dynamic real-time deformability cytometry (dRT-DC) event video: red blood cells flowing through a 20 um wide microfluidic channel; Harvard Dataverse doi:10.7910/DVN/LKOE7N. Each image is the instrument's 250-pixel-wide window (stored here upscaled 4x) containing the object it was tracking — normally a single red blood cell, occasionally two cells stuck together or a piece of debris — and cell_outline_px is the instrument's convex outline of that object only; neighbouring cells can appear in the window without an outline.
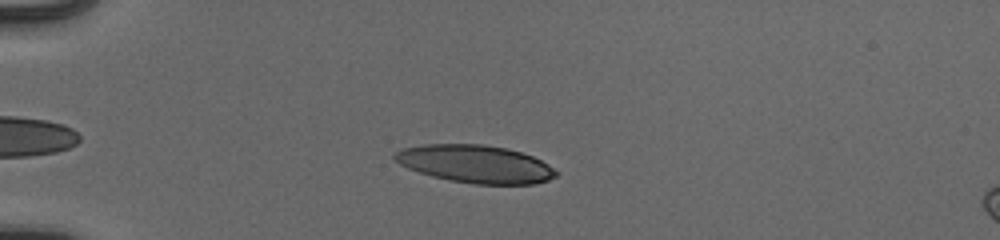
{"species": "human", "species_latin": "Homo sapiens", "temperature_condition": "cold", "stored_images_in_passage": 43, "camera_frame_rate_fps": 3000, "um_per_image_px": 0.085, "donor": {"sex": "male"}, "frame": {"image": 1, "passage_image": 10, "time_ms": 3.0, "image_size_px": [1000, 240], "cell_outline_px": [[560, 172], [556, 176], [548, 180], [532, 184], [476, 184], [452, 180], [432, 176], [408, 168], [392, 160], [392, 156], [396, 152], [404, 148], [424, 144], [484, 144], [504, 148], [520, 152], [532, 156], [548, 164]], "centroid_in_image_um": [40.41, 13.93], "position_along_channel_um": 44.6, "area_um2": 35.37}}
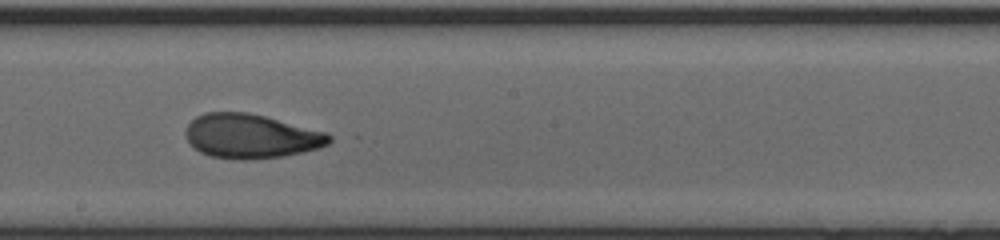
{"frame": {"image": 2, "passage_image": 27, "time_ms": 8.667, "image_size_px": [1000, 240], "cell_outline_px": [[332, 140], [328, 144], [320, 148], [284, 156], [252, 160], [240, 160], [212, 156], [200, 152], [188, 140], [184, 132], [188, 124], [196, 116], [204, 112], [248, 112], [328, 132], [332, 136]], "centroid_in_image_um": [21.36, 11.57], "position_along_channel_um": 226.8, "area_um2": 37.17}}
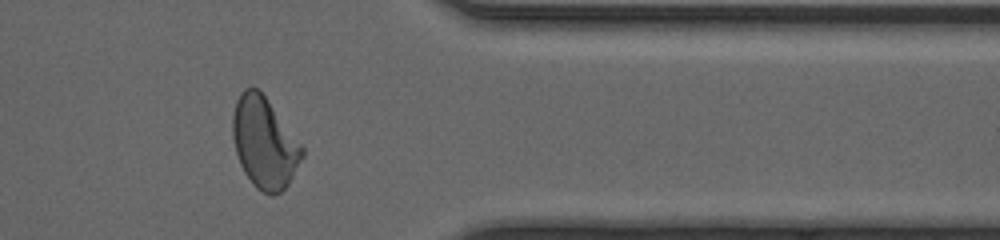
{"frame": {"image": 3, "passage_image": 40, "time_ms": 13.0, "image_size_px": [1000, 240], "cell_outline_px": [[304, 156], [288, 184], [280, 192], [272, 196], [256, 188], [252, 184], [244, 172], [240, 164], [236, 152], [232, 136], [232, 116], [236, 100], [240, 92], [244, 88], [256, 88], [264, 96], [304, 148]], "centroid_in_image_um": [22.45, 12.16], "position_along_channel_um": 388.9, "area_um2": 36.47}, "authors_computed_cell_mechanics": {"area_um2": 36.0672, "velocity_mm_per_s": 3.9443, "shape_relaxation_time_tau1_ms": 4.5776, "shape_relaxation_time_tau2_ms": 1.1633, "deformation_change_tau1": 0.1938, "deformation_change_tau2": 0.0697}}